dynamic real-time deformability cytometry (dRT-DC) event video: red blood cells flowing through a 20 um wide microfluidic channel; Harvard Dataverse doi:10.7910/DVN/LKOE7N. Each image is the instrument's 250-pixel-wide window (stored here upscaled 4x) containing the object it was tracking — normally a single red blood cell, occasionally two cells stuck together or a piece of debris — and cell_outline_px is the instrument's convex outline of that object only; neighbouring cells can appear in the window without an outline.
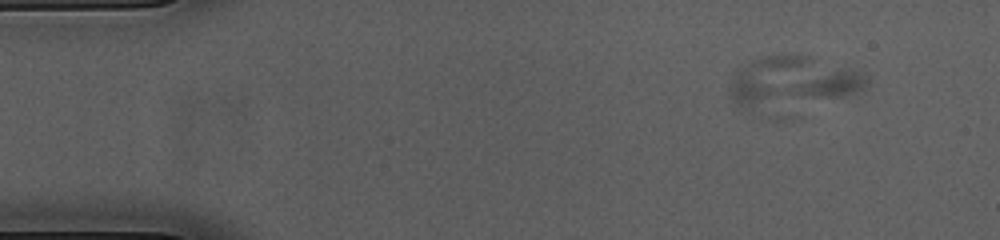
{"species": "common noctule bat (a hibernating species)", "species_latin": "Nyctalus noctula", "temperature_condition": "cold", "stored_images_in_passage": 4, "camera_frame_rate_fps": 3000, "um_per_image_px": 0.085, "animal": {"sex": "female", "body_mass_g": 23.0, "forearm_length_mm": 53.4}, "frame": {"image": 1, "passage_image": 2, "time_ms": 0.333, "image_size_px": [1000, 240], "cell_outline_px": [[872, 80], [864, 88], [856, 92], [844, 96], [752, 108], [736, 108], [728, 96], [728, 88], [732, 76], [748, 60], [768, 56], [792, 52], [808, 56], [852, 68], [864, 72]], "centroid_in_image_um": [67.31, 6.88], "position_along_channel_um": 17.7, "area_um2": 40.0}}